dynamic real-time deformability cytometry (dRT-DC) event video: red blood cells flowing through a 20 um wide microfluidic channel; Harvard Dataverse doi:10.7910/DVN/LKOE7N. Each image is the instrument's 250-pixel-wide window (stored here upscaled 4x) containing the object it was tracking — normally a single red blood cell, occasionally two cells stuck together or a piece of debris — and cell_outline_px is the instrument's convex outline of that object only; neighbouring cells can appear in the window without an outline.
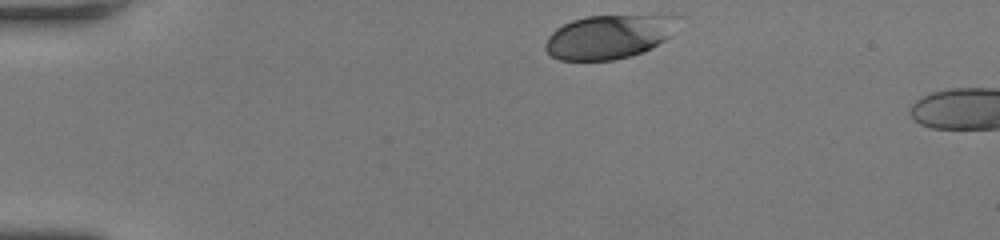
{"species": "human", "species_latin": "Homo sapiens", "temperature_condition": "room temperature", "stored_images_in_passage": 5, "camera_frame_rate_fps": 3000, "um_per_image_px": 0.085, "donor": {"sex": "female"}, "frame": {"image": 1, "passage_image": 1, "time_ms": 0.0, "image_size_px": [1000, 240], "cell_outline_px": [[680, 16], [672, 36], [652, 48], [644, 52], [612, 60], [560, 60], [552, 56], [544, 48], [544, 44], [548, 36], [556, 28], [572, 20], [588, 16]], "centroid_in_image_um": [51.75, 3.13], "position_along_channel_um": 33.3, "area_um2": 33.81}}